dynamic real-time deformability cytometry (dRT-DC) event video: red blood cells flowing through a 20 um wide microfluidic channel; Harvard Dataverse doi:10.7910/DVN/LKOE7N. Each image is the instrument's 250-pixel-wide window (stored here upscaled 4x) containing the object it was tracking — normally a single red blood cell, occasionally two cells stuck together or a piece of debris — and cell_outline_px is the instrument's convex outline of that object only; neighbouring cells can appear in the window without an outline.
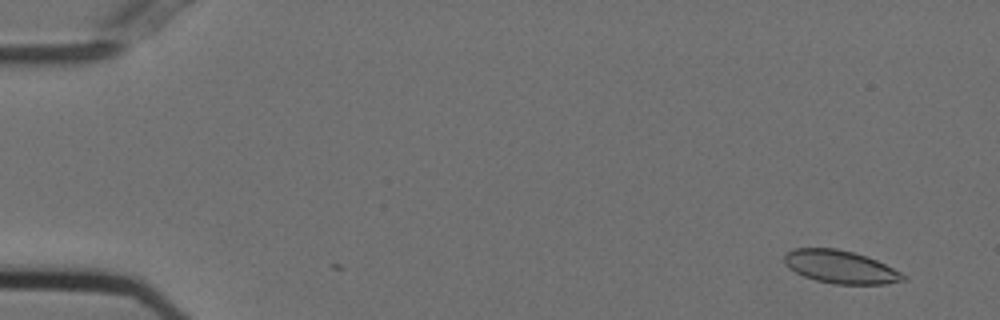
{"species": "Egyptian fruit bat (a non-hibernating species)", "species_latin": "Rousettus aegyptiacus", "temperature_condition": "cold", "stored_images_in_passage": 4, "camera_frame_rate_fps": 3000, "um_per_image_px": 0.085, "animal": {"sex": "female"}, "frame": {"image": 1, "passage_image": 4, "time_ms": 1.0, "image_size_px": [1000, 320], "cell_outline_px": [[908, 280], [884, 284], [836, 284], [816, 280], [804, 276], [796, 272], [784, 264], [784, 256], [788, 252], [796, 248], [836, 248], [852, 252], [876, 260], [908, 276]], "centroid_in_image_um": [71.45, 22.69], "position_along_channel_um": 13.5, "area_um2": 22.6}}